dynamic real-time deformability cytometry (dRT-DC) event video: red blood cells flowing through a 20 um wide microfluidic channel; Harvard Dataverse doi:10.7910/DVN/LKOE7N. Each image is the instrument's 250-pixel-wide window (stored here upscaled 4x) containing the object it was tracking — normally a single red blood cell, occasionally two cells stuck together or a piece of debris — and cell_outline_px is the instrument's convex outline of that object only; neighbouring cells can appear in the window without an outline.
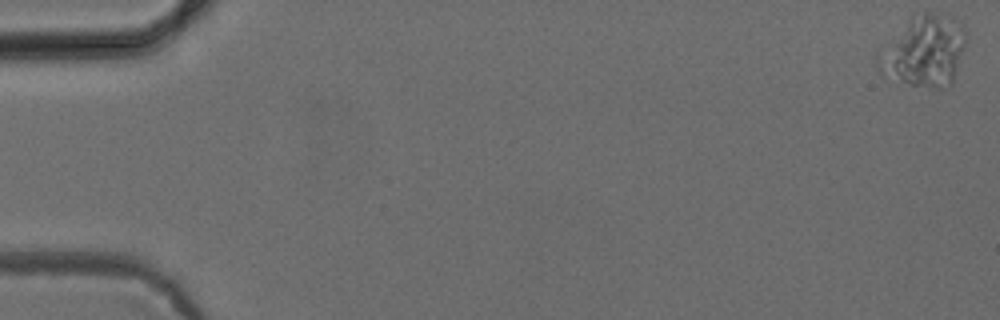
{"species": "common noctule bat (a hibernating species)", "species_latin": "Nyctalus noctula", "temperature_condition": "cold", "stored_images_in_passage": 12, "camera_frame_rate_fps": 3000, "um_per_image_px": 0.085, "animal": {"sex": "female", "body_mass_g": 24.6, "forearm_length_mm": 56.2}, "frame": {"image": 1, "passage_image": 1, "time_ms": 0.0, "image_size_px": [1000, 320], "cell_outline_px": [[964, 48], [952, 84], [940, 88], [928, 88], [908, 84], [880, 72], [876, 68], [876, 56], [908, 20], [912, 16], [924, 12], [932, 12], [960, 20], [964, 24]], "centroid_in_image_um": [78.57, 4.35], "position_along_channel_um": 6.4, "area_um2": 35.95}}